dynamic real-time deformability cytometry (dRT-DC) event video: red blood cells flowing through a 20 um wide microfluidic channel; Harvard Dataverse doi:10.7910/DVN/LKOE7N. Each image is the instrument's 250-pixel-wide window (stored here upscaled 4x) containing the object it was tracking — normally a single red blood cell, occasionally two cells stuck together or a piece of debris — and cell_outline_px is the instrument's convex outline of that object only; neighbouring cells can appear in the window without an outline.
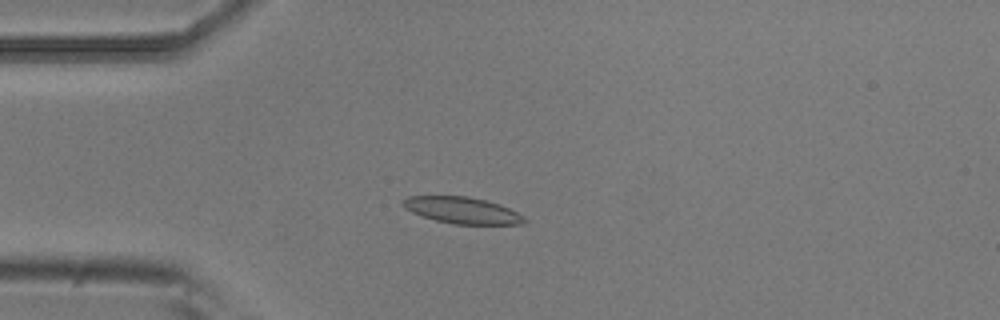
{"species": "common noctule bat (a hibernating species)", "species_latin": "Nyctalus noctula", "temperature_condition": "room temperature", "stored_images_in_passage": 8, "camera_frame_rate_fps": 3000, "um_per_image_px": 0.085, "animal": {"sex": "male", "body_mass_g": 20.5, "forearm_length_mm": 52.5}, "frame": {"image": 1, "passage_image": 4, "time_ms": 1.0, "image_size_px": [1000, 320], "cell_outline_px": [[528, 220], [524, 224], [452, 224], [436, 220], [412, 212], [404, 208], [404, 200], [408, 196], [468, 196], [500, 204], [524, 216]], "centroid_in_image_um": [39.33, 17.88], "position_along_channel_um": 45.7, "area_um2": 18.55}}
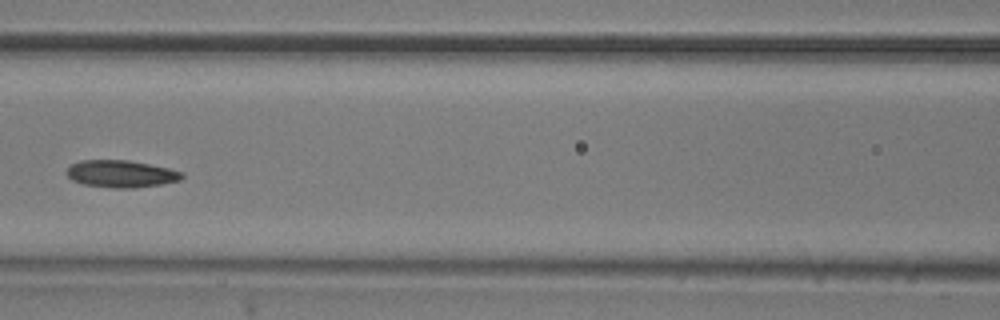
{"frame": {"image": 2, "passage_image": 7, "time_ms": 2.0, "image_size_px": [1000, 320], "cell_outline_px": [[184, 176], [180, 180], [160, 184], [136, 188], [112, 188], [84, 184], [72, 180], [64, 172], [72, 164], [80, 160], [128, 160], [168, 168], [180, 172]], "centroid_in_image_um": [10.25, 14.78], "position_along_channel_um": 156.4, "area_um2": 18.15}}
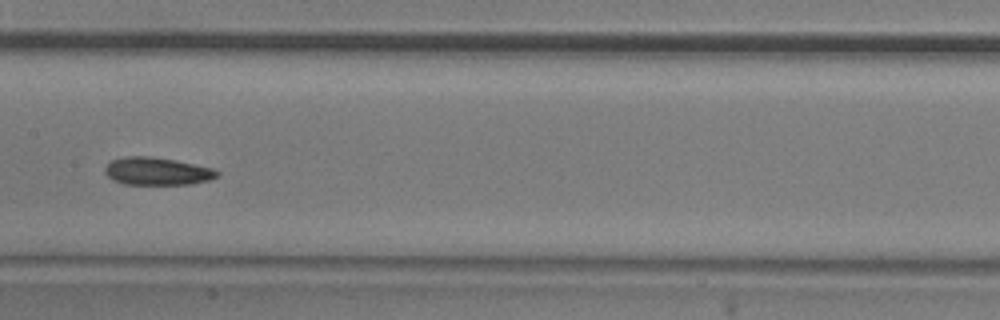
{"frame": {"image": 3, "passage_image": 8, "time_ms": 2.333, "image_size_px": [1000, 320], "cell_outline_px": [[220, 176], [208, 180], [188, 184], [124, 184], [112, 180], [104, 172], [104, 168], [112, 160], [124, 156], [152, 156], [176, 160], [212, 168], [220, 172]], "centroid_in_image_um": [13.34, 14.55], "position_along_channel_um": 194.1, "area_um2": 18.15}}